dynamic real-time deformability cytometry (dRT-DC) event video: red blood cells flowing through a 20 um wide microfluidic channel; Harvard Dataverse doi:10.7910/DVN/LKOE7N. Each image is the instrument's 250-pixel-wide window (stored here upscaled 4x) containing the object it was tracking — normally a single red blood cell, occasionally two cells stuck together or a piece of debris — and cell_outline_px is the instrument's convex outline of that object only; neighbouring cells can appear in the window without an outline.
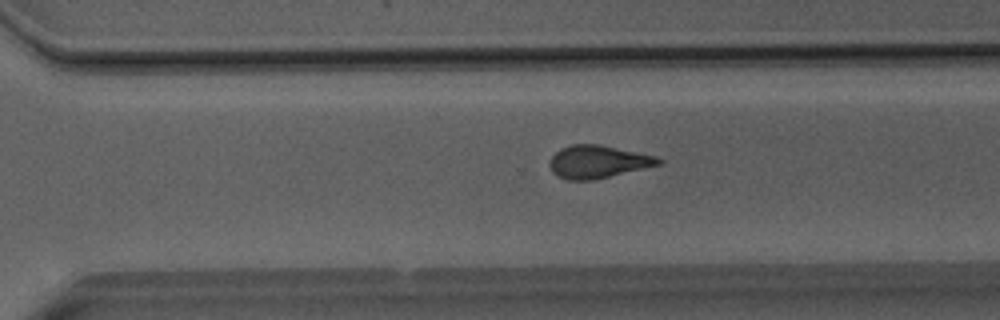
{"species": "Egyptian fruit bat (a non-hibernating species)", "species_latin": "Rousettus aegyptiacus", "temperature_condition": "room temperature", "stored_images_in_passage": 32, "camera_frame_rate_fps": 3000, "um_per_image_px": 0.085, "animal": {"sex": "male"}, "frame": {"image": 1, "passage_image": 23, "time_ms": 7.333, "image_size_px": [1000, 320], "cell_outline_px": [[664, 160], [660, 164], [592, 180], [568, 180], [556, 176], [552, 172], [552, 156], [560, 148], [572, 144], [600, 144], [656, 156]], "centroid_in_image_um": [50.82, 13.74], "position_along_channel_um": 319.8, "area_um2": 20.46}}
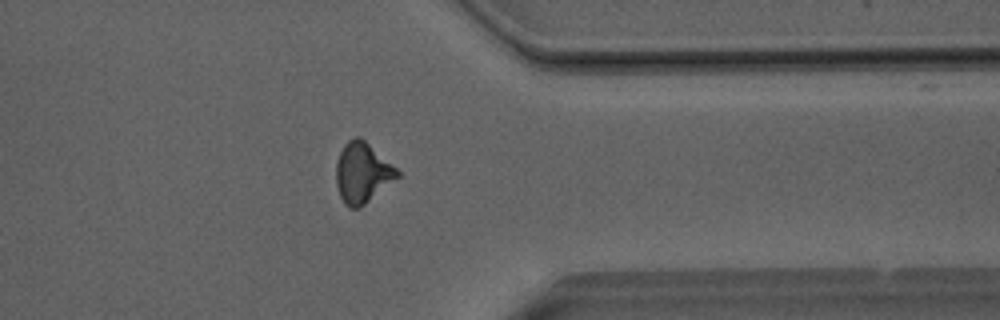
{"frame": {"image": 2, "passage_image": 28, "time_ms": 9.0, "image_size_px": [1000, 320], "cell_outline_px": [[400, 176], [360, 208], [348, 208], [344, 204], [340, 196], [336, 184], [336, 160], [344, 144], [352, 136], [360, 136], [396, 168], [400, 172]], "centroid_in_image_um": [30.78, 14.69], "position_along_channel_um": 380.6, "area_um2": 21.56}, "authors_computed_cell_mechanics": {"area_um2": 21.0681, "velocity_mm_per_s": 4.0814, "shape_relaxation_time_tau1_ms": null, "shape_relaxation_time_tau2_ms": 2.0434, "deformation_change_tau1": null, "deformation_change_tau2": 0.1178}}